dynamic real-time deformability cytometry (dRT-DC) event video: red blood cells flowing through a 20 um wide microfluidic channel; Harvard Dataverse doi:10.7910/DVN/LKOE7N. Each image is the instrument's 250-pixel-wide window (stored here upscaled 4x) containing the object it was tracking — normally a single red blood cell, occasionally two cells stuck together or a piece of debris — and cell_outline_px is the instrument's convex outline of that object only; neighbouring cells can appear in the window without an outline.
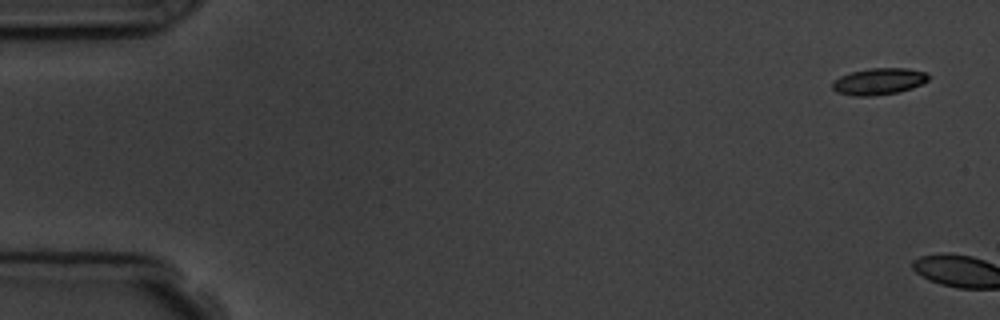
{"species": "common noctule bat (a hibernating species)", "species_latin": "Nyctalus noctula", "temperature_condition": "room temperature", "stored_images_in_passage": 2, "camera_frame_rate_fps": 3000, "um_per_image_px": 0.085, "animal": {"sex": "male", "body_mass_g": 19.5, "forearm_length_mm": 54.6}, "frame": {"image": 1, "passage_image": 1, "time_ms": 0.0, "image_size_px": [1000, 320], "cell_outline_px": [[928, 80], [912, 88], [896, 92], [872, 96], [852, 96], [836, 92], [832, 88], [832, 80], [840, 76], [852, 72], [872, 68], [908, 68], [924, 72], [928, 76]], "centroid_in_image_um": [74.65, 6.92], "position_along_channel_um": 10.4, "area_um2": 14.8}}